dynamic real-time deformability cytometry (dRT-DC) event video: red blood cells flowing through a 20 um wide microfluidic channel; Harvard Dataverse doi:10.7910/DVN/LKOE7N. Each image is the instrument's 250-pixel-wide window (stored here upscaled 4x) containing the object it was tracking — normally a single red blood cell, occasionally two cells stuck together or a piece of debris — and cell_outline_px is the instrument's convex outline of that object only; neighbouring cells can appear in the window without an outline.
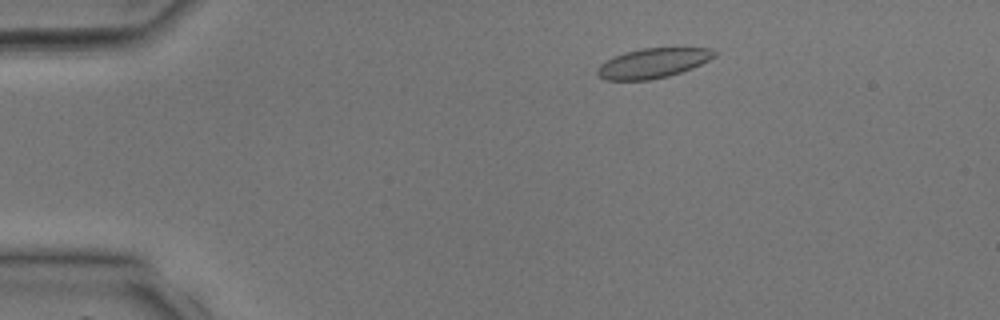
{"species": "common noctule bat (a hibernating species)", "species_latin": "Nyctalus noctula", "temperature_condition": "room temperature", "stored_images_in_passage": 18, "camera_frame_rate_fps": 3000, "um_per_image_px": 0.085, "animal": {"sex": "male", "body_mass_g": 17.9, "forearm_length_mm": 54.2}, "frame": {"image": 1, "passage_image": 5, "time_ms": 1.333, "image_size_px": [1000, 320], "cell_outline_px": [[716, 56], [692, 68], [668, 76], [648, 80], [604, 80], [596, 72], [596, 68], [600, 64], [612, 56], [624, 52], [640, 48], [712, 48], [716, 52]], "centroid_in_image_um": [55.46, 5.36], "position_along_channel_um": 29.5, "area_um2": 20.35}}
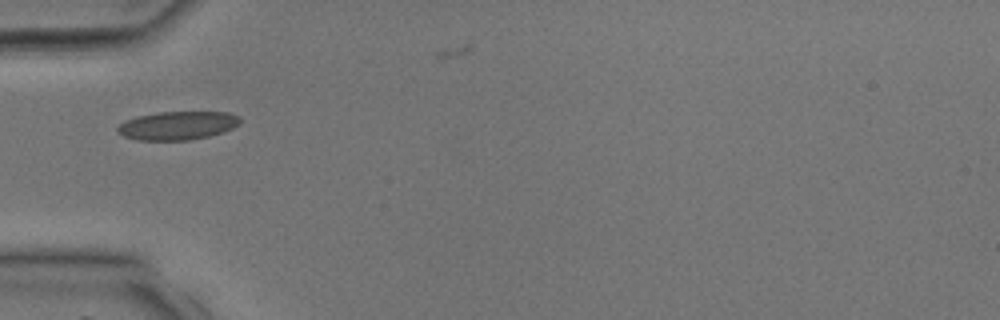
{"frame": {"image": 2, "passage_image": 11, "time_ms": 3.333, "image_size_px": [1000, 320], "cell_outline_px": [[240, 120], [232, 128], [208, 136], [188, 140], [136, 140], [124, 136], [116, 132], [116, 128], [124, 120], [136, 116], [156, 112], [228, 112], [240, 116]], "centroid_in_image_um": [15.02, 10.66], "position_along_channel_um": 70.0, "area_um2": 20.29}}
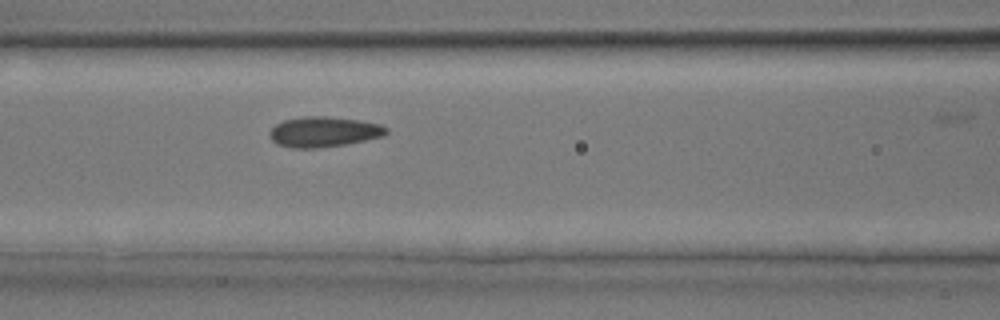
{"frame": {"image": 3, "passage_image": 15, "time_ms": 4.667, "image_size_px": [1000, 320], "cell_outline_px": [[388, 132], [384, 136], [348, 144], [316, 148], [292, 148], [276, 144], [268, 136], [268, 132], [276, 124], [284, 120], [304, 116], [324, 116], [360, 120], [380, 124], [388, 128]], "centroid_in_image_um": [27.51, 11.21], "position_along_channel_um": 139.1, "area_um2": 20.81}}